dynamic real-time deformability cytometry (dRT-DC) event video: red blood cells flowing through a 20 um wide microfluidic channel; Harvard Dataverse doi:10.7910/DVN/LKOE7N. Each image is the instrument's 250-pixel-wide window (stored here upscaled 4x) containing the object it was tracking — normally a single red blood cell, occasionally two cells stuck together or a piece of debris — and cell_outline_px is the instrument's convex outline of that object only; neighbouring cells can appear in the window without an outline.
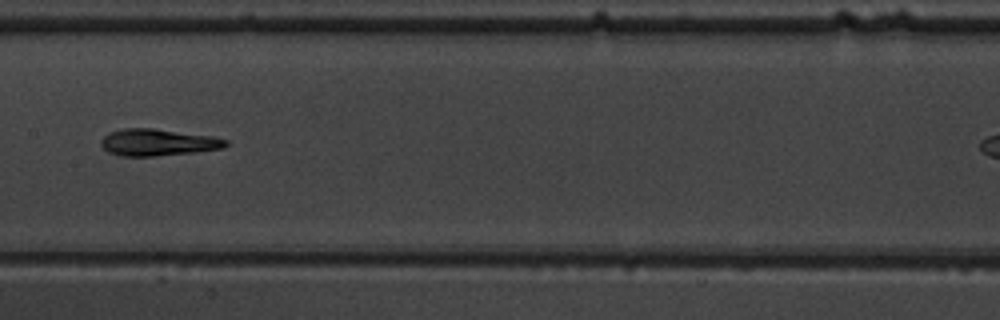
{"species": "common noctule bat (a hibernating species)", "species_latin": "Nyctalus noctula", "temperature_condition": "warm", "stored_images_in_passage": 12, "camera_frame_rate_fps": 3000, "um_per_image_px": 0.085, "animal": {"sex": "male", "body_mass_g": 19.5, "forearm_length_mm": 54.6}, "frame": {"image": 1, "passage_image": 9, "time_ms": 9.333, "image_size_px": [1000, 320], "cell_outline_px": [[228, 144], [224, 148], [192, 152], [156, 156], [120, 156], [108, 152], [100, 144], [100, 140], [108, 132], [124, 128], [152, 128], [212, 136], [228, 140]], "centroid_in_image_um": [13.39, 12.1], "position_along_channel_um": 194.0, "area_um2": 19.48}}
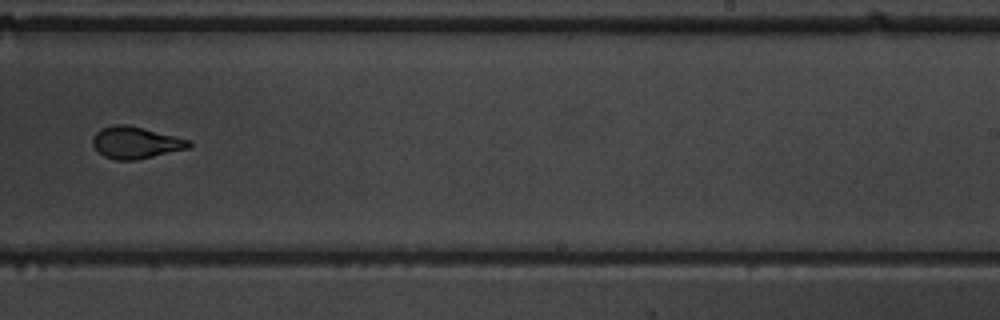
{"frame": {"image": 2, "passage_image": 12, "time_ms": 13.333, "image_size_px": [1000, 320], "cell_outline_px": [[192, 148], [136, 160], [116, 160], [104, 156], [92, 144], [92, 136], [100, 128], [112, 124], [128, 124], [192, 140]], "centroid_in_image_um": [11.56, 12.11], "position_along_channel_um": 277.4, "area_um2": 18.21}}